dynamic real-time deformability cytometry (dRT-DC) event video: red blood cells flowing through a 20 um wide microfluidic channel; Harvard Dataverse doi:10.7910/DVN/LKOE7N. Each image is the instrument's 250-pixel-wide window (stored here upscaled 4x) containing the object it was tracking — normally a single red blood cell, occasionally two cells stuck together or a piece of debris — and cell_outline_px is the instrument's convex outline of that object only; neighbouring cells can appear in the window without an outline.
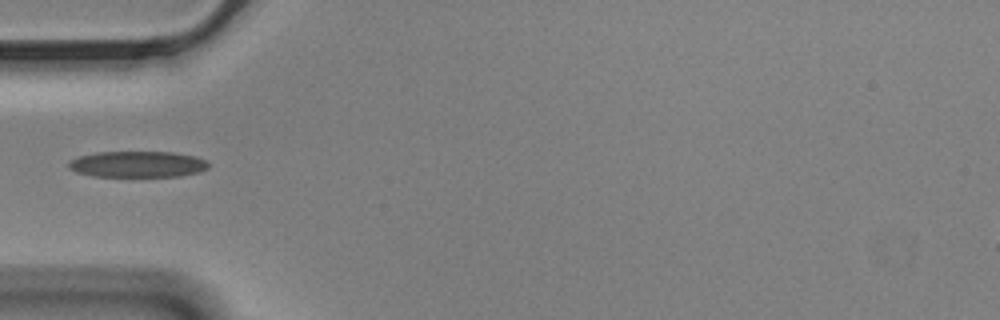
{"species": "Egyptian fruit bat (a non-hibernating species)", "species_latin": "Rousettus aegyptiacus", "temperature_condition": "cold", "stored_images_in_passage": 7, "camera_frame_rate_fps": 3000, "um_per_image_px": 0.085, "animal": {"sex": "male"}, "frame": {"image": 1, "passage_image": 1, "time_ms": 0.0, "image_size_px": [1000, 320], "cell_outline_px": [[208, 168], [200, 172], [180, 176], [92, 176], [76, 172], [68, 168], [68, 160], [80, 156], [96, 152], [172, 152], [196, 156], [204, 160], [208, 164]], "centroid_in_image_um": [11.67, 13.96], "position_along_channel_um": 73.3, "area_um2": 21.33}}
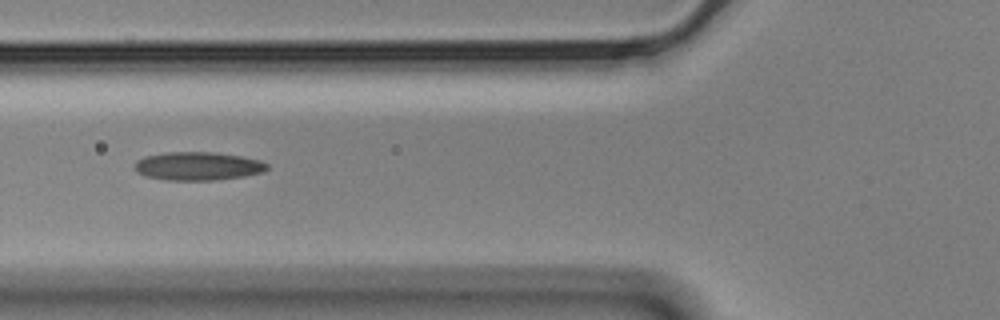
{"frame": {"image": 2, "passage_image": 4, "time_ms": 1.0, "image_size_px": [1000, 320], "cell_outline_px": [[268, 168], [264, 172], [244, 176], [212, 180], [168, 180], [144, 176], [136, 172], [136, 160], [144, 156], [168, 152], [212, 152], [240, 156], [260, 160], [268, 164]], "centroid_in_image_um": [16.82, 14.12], "position_along_channel_um": 109.0, "area_um2": 21.85}}